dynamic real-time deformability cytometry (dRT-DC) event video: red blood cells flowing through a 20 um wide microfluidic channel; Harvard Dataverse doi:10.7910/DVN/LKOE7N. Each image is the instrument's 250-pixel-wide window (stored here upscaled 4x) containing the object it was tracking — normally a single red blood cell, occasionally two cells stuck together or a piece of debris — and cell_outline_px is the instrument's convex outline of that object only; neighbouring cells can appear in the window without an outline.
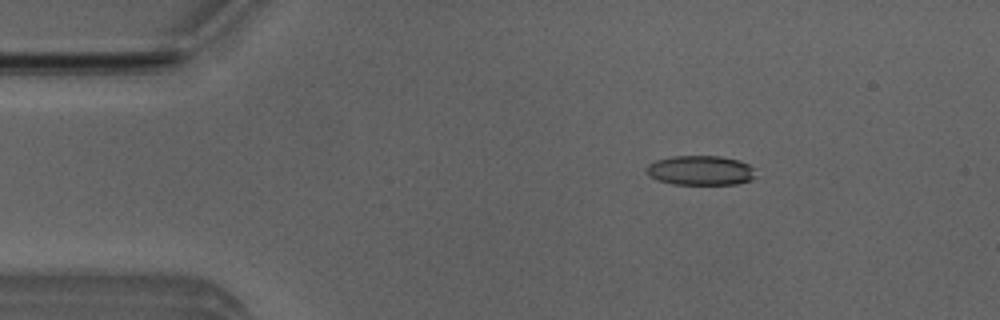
{"species": "Egyptian fruit bat (a non-hibernating species)", "species_latin": "Rousettus aegyptiacus", "temperature_condition": "room temperature", "stored_images_in_passage": 49, "camera_frame_rate_fps": 3000, "um_per_image_px": 0.085, "animal": {"sex": "male"}, "frame": {"image": 1, "passage_image": 5, "time_ms": 1.333, "image_size_px": [1000, 320], "cell_outline_px": [[756, 176], [752, 180], [736, 184], [672, 184], [656, 180], [648, 176], [644, 172], [644, 168], [648, 164], [656, 160], [672, 156], [720, 156], [740, 160], [748, 164], [752, 168]], "centroid_in_image_um": [59.49, 14.49], "position_along_channel_um": 25.5, "area_um2": 19.13}}
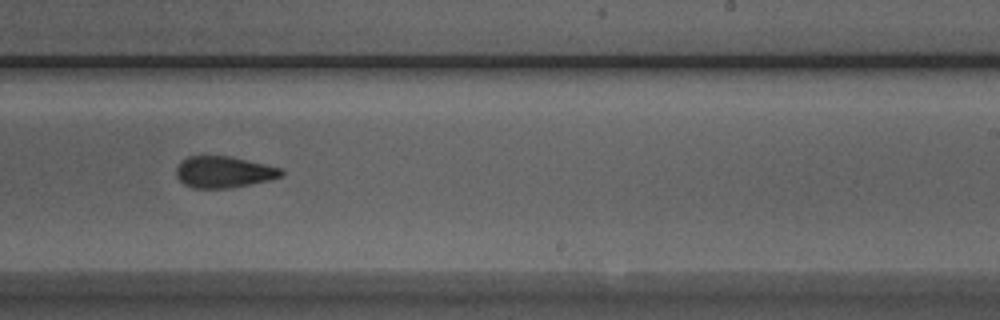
{"frame": {"image": 2, "passage_image": 28, "time_ms": 9.0, "image_size_px": [1000, 320], "cell_outline_px": [[284, 176], [268, 180], [228, 188], [192, 188], [184, 184], [176, 176], [176, 168], [180, 160], [188, 156], [232, 156], [280, 168], [284, 172]], "centroid_in_image_um": [18.98, 14.61], "position_along_channel_um": 270.0, "area_um2": 19.25}}
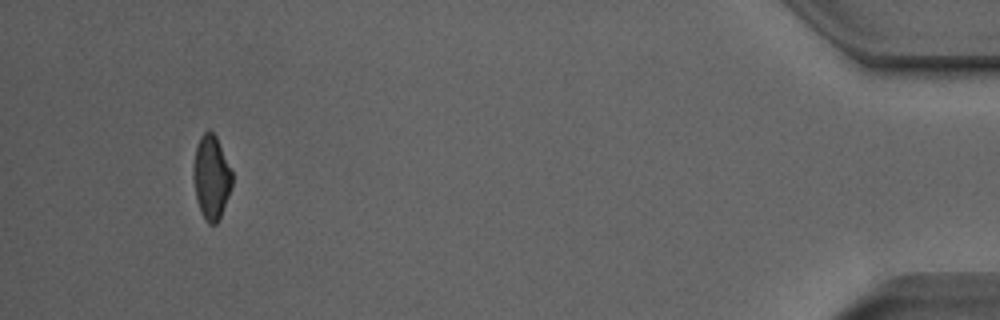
{"frame": {"image": 3, "passage_image": 45, "time_ms": 14.667, "image_size_px": [1000, 320], "cell_outline_px": [[232, 184], [228, 196], [220, 216], [216, 224], [208, 224], [204, 220], [200, 212], [196, 196], [192, 176], [192, 172], [196, 148], [200, 136], [204, 132], [212, 132], [216, 136], [232, 172]], "centroid_in_image_um": [17.94, 15.09], "position_along_channel_um": 417.3, "area_um2": 18.73}, "authors_computed_cell_mechanics": {"area_um2": 19.8254, "velocity_mm_per_s": 3.9883, "shape_relaxation_time_tau1_ms": 6.7665, "shape_relaxation_time_tau2_ms": 2.9176, "deformation_change_tau1": 0.1643, "deformation_change_tau2": 0.1069}}